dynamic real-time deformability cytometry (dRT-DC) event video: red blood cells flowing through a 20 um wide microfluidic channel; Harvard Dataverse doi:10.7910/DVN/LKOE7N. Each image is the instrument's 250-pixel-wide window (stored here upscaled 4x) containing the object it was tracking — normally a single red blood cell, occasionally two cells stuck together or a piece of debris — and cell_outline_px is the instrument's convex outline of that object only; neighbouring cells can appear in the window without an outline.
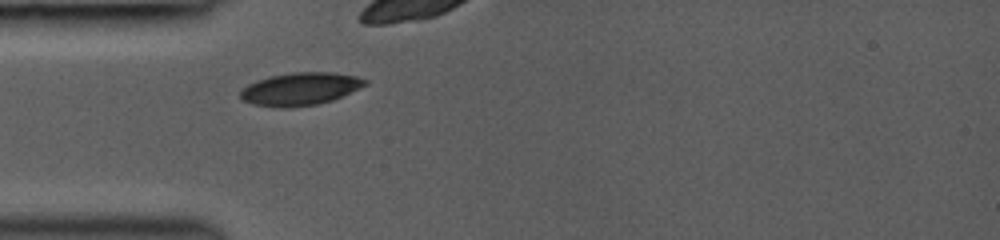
{"species": "common noctule bat (a hibernating species)", "species_latin": "Nyctalus noctula", "temperature_condition": "room temperature", "stored_images_in_passage": 27, "camera_frame_rate_fps": 3000, "um_per_image_px": 0.085, "animal": {"sex": "female", "body_mass_g": 19.0, "forearm_length_mm": 53.3}, "frame": {"image": 1, "passage_image": 1, "time_ms": 0.0, "image_size_px": [1000, 240], "cell_outline_px": [[368, 84], [360, 88], [332, 100], [316, 104], [288, 108], [272, 108], [252, 104], [244, 100], [240, 96], [240, 92], [248, 84], [256, 80], [268, 76], [292, 72], [332, 72], [356, 76], [368, 80]], "centroid_in_image_um": [25.51, 7.56], "position_along_channel_um": 59.5, "area_um2": 23.93}}
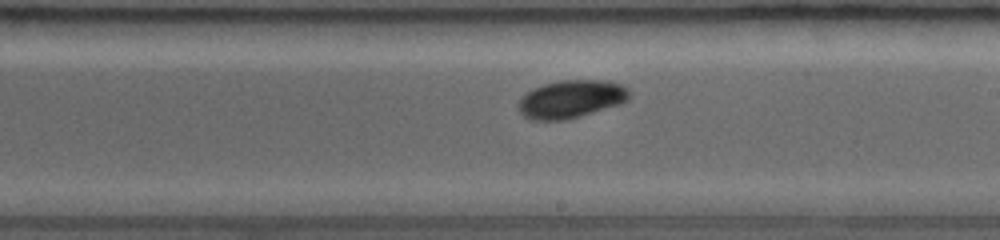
{"frame": {"image": 2, "passage_image": 14, "time_ms": 4.333, "image_size_px": [1000, 240], "cell_outline_px": [[628, 100], [620, 104], [580, 116], [564, 120], [532, 120], [524, 116], [516, 108], [516, 104], [532, 88], [556, 80], [604, 80], [620, 84], [628, 88]], "centroid_in_image_um": [48.51, 8.42], "position_along_channel_um": 240.5, "area_um2": 24.51}}
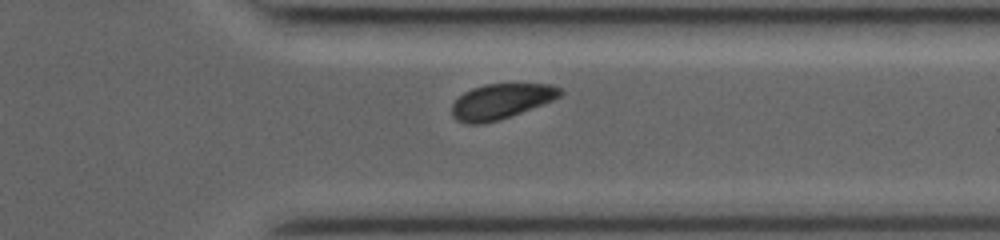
{"frame": {"image": 3, "passage_image": 23, "time_ms": 7.333, "image_size_px": [1000, 240], "cell_outline_px": [[564, 92], [560, 96], [544, 104], [500, 120], [484, 124], [464, 124], [456, 120], [452, 116], [452, 104], [464, 92], [472, 88], [484, 84], [552, 84], [560, 88]], "centroid_in_image_um": [42.58, 8.63], "position_along_channel_um": 368.8, "area_um2": 22.37}}